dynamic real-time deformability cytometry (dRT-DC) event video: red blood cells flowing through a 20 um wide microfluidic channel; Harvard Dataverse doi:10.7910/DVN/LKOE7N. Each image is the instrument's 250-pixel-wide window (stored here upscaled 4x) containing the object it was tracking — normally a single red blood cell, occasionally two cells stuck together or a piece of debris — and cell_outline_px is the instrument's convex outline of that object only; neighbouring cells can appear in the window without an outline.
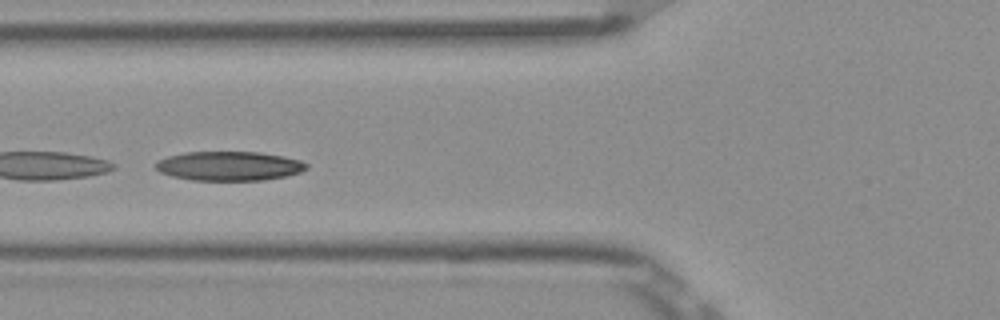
{"species": "Egyptian fruit bat (a non-hibernating species)", "species_latin": "Rousettus aegyptiacus", "temperature_condition": "room temperature", "stored_images_in_passage": 28, "camera_frame_rate_fps": 3000, "um_per_image_px": 0.085, "frame": {"image": 1, "passage_image": 5, "time_ms": 1.333, "image_size_px": [1000, 320], "cell_outline_px": [[308, 168], [300, 172], [284, 176], [264, 180], [192, 180], [172, 176], [160, 172], [152, 164], [156, 160], [168, 156], [184, 152], [260, 152], [284, 156], [300, 160], [308, 164]], "centroid_in_image_um": [19.45, 14.1], "position_along_channel_um": 106.4, "area_um2": 25.84}, "authors_computed_cell_mechanics": {"area_um2": 25.0852, "velocity_mm_per_s": 3.836, "shape_relaxation_time_tau1_ms": 5.9118, "shape_relaxation_time_tau2_ms": 3.0324, "deformation_change_tau1": 0.1464, "deformation_change_tau2": 0.0834}}